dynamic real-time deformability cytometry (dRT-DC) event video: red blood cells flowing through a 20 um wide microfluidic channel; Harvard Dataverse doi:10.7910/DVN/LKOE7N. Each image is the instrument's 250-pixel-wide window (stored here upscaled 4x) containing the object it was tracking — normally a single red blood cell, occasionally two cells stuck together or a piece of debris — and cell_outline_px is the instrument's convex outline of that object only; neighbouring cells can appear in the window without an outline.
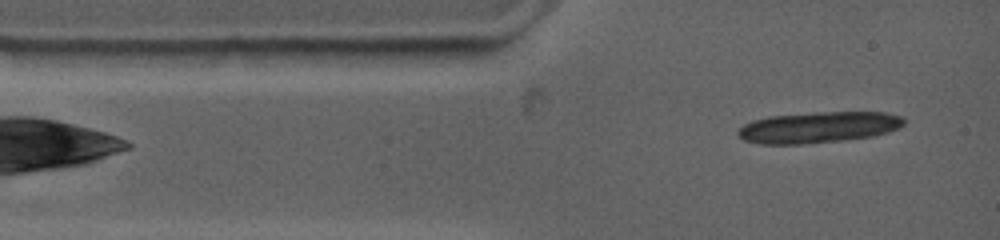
{"species": "common noctule bat (a hibernating species)", "species_latin": "Nyctalus noctula", "temperature_condition": "warm", "stored_images_in_passage": 2, "camera_frame_rate_fps": 4500, "um_per_image_px": 0.085, "animal": {"sex": "female", "body_mass_g": 19.0, "forearm_length_mm": 53.3}, "frame": {"image": 1, "passage_image": 2, "time_ms": 0.444, "image_size_px": [1000, 240], "cell_outline_px": [[904, 124], [900, 128], [888, 132], [872, 136], [848, 140], [800, 144], [760, 144], [744, 140], [736, 136], [736, 132], [744, 124], [752, 120], [768, 116], [816, 112], [884, 112], [904, 116]], "centroid_in_image_um": [69.56, 10.82], "position_along_channel_um": 15.4, "area_um2": 30.46}}